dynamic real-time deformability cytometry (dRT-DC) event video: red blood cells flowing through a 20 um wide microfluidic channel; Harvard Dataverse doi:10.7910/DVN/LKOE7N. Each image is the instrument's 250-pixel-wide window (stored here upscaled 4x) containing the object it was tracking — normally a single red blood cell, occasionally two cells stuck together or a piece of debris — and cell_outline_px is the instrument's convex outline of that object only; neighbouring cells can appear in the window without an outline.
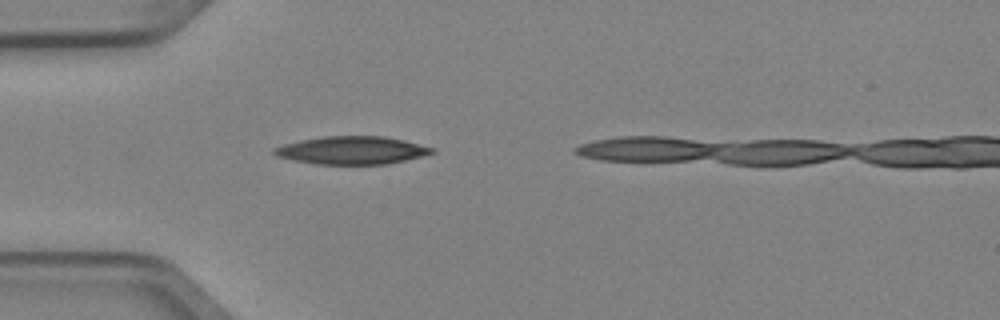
{"species": "Egyptian fruit bat (a non-hibernating species)", "species_latin": "Rousettus aegyptiacus", "temperature_condition": "cold", "stored_images_in_passage": 1, "camera_frame_rate_fps": 3000, "um_per_image_px": 0.085, "animal": {"sex": "female"}, "frame": {"image": 1, "passage_image": 1, "time_ms": 0.0, "image_size_px": [1000, 320], "cell_outline_px": [[436, 152], [388, 164], [316, 164], [292, 160], [280, 156], [272, 152], [272, 148], [284, 144], [300, 140], [324, 136], [384, 136], [404, 140], [432, 148]], "centroid_in_image_um": [29.88, 12.77], "position_along_channel_um": 55.1, "area_um2": 25.43}}